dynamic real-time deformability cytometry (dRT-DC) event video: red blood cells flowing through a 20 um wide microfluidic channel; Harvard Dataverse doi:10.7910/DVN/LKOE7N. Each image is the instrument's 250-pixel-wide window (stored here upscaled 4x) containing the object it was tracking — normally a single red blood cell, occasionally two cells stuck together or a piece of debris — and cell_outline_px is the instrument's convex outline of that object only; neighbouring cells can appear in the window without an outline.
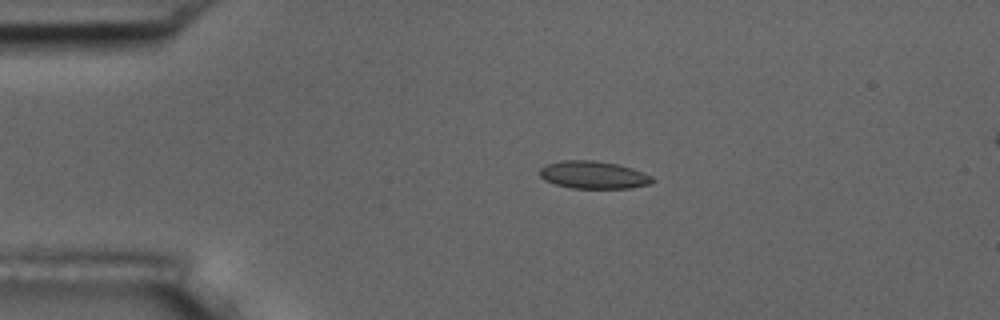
{"species": "common noctule bat (a hibernating species)", "species_latin": "Nyctalus noctula", "temperature_condition": "room temperature", "stored_images_in_passage": 6, "camera_frame_rate_fps": 3000, "um_per_image_px": 0.085, "animal": {"sex": "male", "body_mass_g": 17.5, "forearm_length_mm": 52.3}, "frame": {"image": 1, "passage_image": 3, "time_ms": 0.667, "image_size_px": [1000, 320], "cell_outline_px": [[656, 180], [652, 184], [632, 188], [572, 188], [556, 184], [544, 180], [540, 176], [540, 168], [548, 164], [560, 160], [592, 160], [616, 164], [632, 168], [652, 176]], "centroid_in_image_um": [50.47, 14.87], "position_along_channel_um": 34.5, "area_um2": 18.15}}